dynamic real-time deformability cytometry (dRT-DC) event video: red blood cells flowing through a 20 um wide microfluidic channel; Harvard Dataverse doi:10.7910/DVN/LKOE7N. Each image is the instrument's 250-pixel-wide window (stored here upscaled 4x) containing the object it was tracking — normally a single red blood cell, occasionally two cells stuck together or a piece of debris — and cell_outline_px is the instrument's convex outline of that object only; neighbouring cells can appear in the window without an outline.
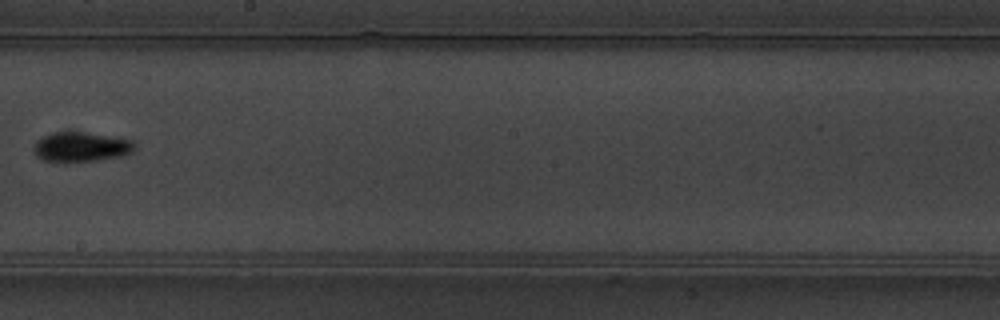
{"species": "common noctule bat (a hibernating species)", "species_latin": "Nyctalus noctula", "temperature_condition": "warm", "stored_images_in_passage": 9, "camera_frame_rate_fps": 3000, "um_per_image_px": 0.085, "animal": {"sex": "male", "body_mass_g": 19.5, "forearm_length_mm": 54.6}, "frame": {"image": 1, "passage_image": 9, "time_ms": 9.333, "image_size_px": [1000, 320], "cell_outline_px": [[136, 148], [132, 152], [120, 156], [100, 160], [64, 164], [44, 160], [36, 156], [32, 148], [36, 140], [52, 132], [80, 132], [108, 136], [132, 140], [136, 144]], "centroid_in_image_um": [6.84, 12.52], "position_along_channel_um": 241.4, "area_um2": 17.86}}